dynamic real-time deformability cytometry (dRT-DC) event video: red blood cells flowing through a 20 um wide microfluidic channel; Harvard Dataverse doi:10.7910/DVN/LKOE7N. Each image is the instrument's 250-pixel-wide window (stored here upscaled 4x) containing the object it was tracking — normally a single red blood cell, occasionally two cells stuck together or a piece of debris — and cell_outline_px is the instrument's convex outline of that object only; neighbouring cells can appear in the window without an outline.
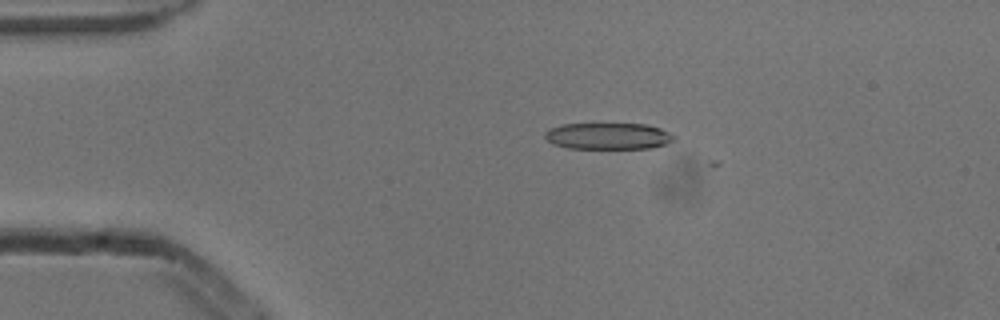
{"species": "common noctule bat (a hibernating species)", "species_latin": "Nyctalus noctula", "temperature_condition": "cold", "stored_images_in_passage": 6, "camera_frame_rate_fps": 3000, "um_per_image_px": 0.085, "animal": {"sex": "male", "body_mass_g": 13.3}, "frame": {"image": 1, "passage_image": 4, "time_ms": 1.0, "image_size_px": [1000, 320], "cell_outline_px": [[676, 136], [668, 144], [652, 148], [568, 148], [552, 144], [544, 136], [544, 132], [548, 128], [564, 124], [644, 124], [660, 128]], "centroid_in_image_um": [51.68, 11.57], "position_along_channel_um": 33.3, "area_um2": 19.94}}